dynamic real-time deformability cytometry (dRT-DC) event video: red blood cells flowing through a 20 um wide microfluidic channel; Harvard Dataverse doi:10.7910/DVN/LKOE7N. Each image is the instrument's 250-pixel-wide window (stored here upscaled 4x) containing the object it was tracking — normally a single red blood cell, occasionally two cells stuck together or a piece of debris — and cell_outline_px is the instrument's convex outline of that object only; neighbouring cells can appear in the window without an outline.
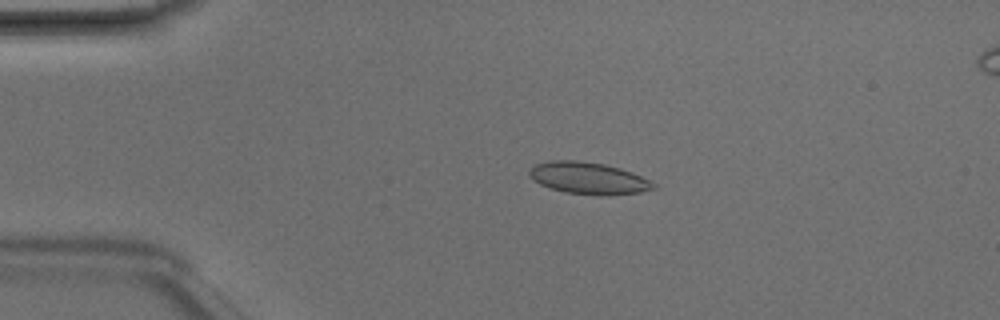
{"species": "Egyptian fruit bat (a non-hibernating species)", "species_latin": "Rousettus aegyptiacus", "temperature_condition": "room temperature", "stored_images_in_passage": 47, "camera_frame_rate_fps": 3000, "um_per_image_px": 0.085, "animal": {"sex": "male"}, "frame": {"image": 1, "passage_image": 9, "time_ms": 2.667, "image_size_px": [1000, 320], "cell_outline_px": [[656, 188], [640, 192], [608, 196], [600, 196], [564, 192], [540, 184], [532, 180], [528, 176], [528, 172], [536, 164], [552, 160], [576, 160], [604, 164], [620, 168], [632, 172], [656, 184]], "centroid_in_image_um": [50.01, 15.15], "position_along_channel_um": 35.0, "area_um2": 23.12}}
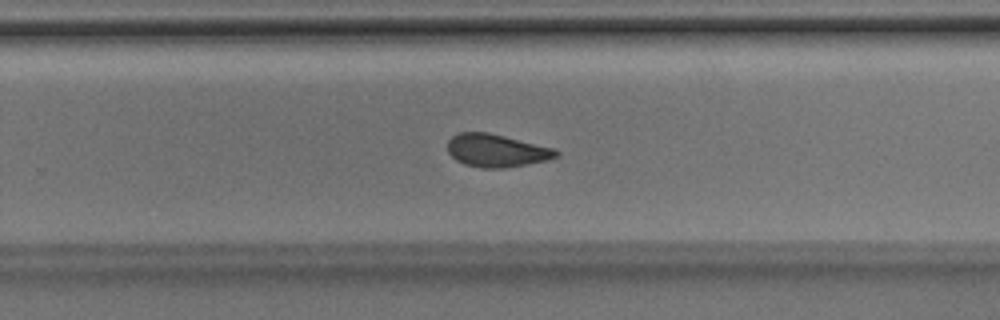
{"frame": {"image": 2, "passage_image": 30, "time_ms": 9.667, "image_size_px": [1000, 320], "cell_outline_px": [[560, 152], [556, 156], [548, 160], [504, 168], [480, 168], [464, 164], [456, 160], [448, 152], [448, 140], [456, 132], [488, 132], [556, 148]], "centroid_in_image_um": [42.2, 12.79], "position_along_channel_um": 287.6, "area_um2": 20.92}}
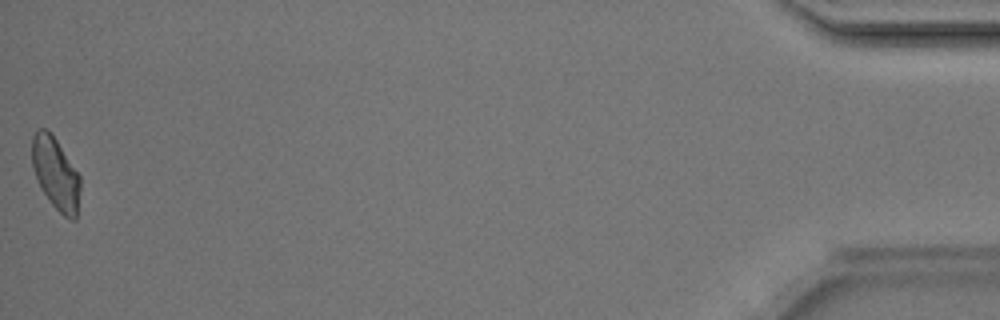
{"frame": {"image": 3, "passage_image": 47, "time_ms": 15.333, "image_size_px": [1000, 320], "cell_outline_px": [[80, 192], [76, 220], [72, 220], [64, 216], [52, 204], [40, 188], [36, 180], [32, 164], [32, 136], [36, 128], [44, 128], [56, 140], [80, 176]], "centroid_in_image_um": [4.72, 14.77], "position_along_channel_um": 430.5, "area_um2": 20.17}, "authors_computed_cell_mechanics": {"area_um2": 21.097, "velocity_mm_per_s": 4.2149, "shape_relaxation_time_tau1_ms": 5.6685, "shape_relaxation_time_tau2_ms": 2.6511, "deformation_change_tau1": 0.1301, "deformation_change_tau2": 0.0663}}